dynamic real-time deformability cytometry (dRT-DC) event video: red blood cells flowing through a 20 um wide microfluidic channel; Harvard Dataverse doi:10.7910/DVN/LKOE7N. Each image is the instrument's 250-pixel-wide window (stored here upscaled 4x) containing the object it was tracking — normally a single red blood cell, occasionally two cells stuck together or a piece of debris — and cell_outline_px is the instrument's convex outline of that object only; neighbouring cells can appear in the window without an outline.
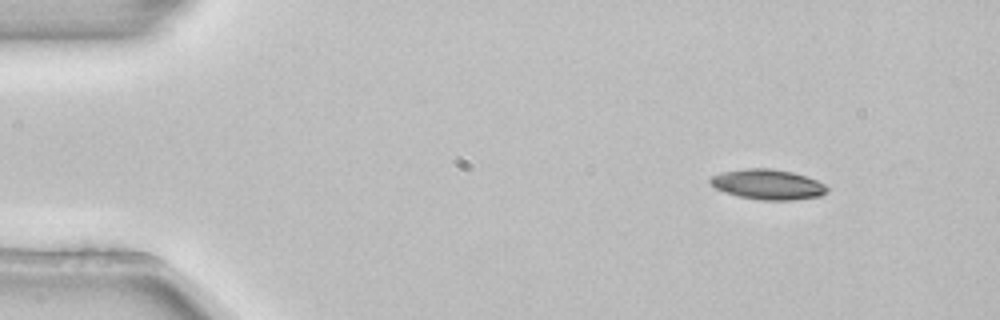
{"species": "common noctule bat (a hibernating species)", "species_latin": "Nyctalus noctula", "temperature_condition": "room temperature", "stored_images_in_passage": 3, "camera_frame_rate_fps": 3000, "um_per_image_px": 0.085, "animal": {"sex": "female", "body_mass_g": 22.7, "forearm_length_mm": 54.2}, "frame": {"image": 1, "passage_image": 1, "time_ms": 0.0, "image_size_px": [1000, 320], "cell_outline_px": [[828, 192], [820, 196], [792, 200], [760, 200], [740, 196], [724, 192], [716, 188], [708, 180], [712, 176], [724, 172], [744, 168], [772, 168], [792, 172], [816, 180], [824, 184], [828, 188]], "centroid_in_image_um": [65.27, 15.67], "position_along_channel_um": 19.7, "area_um2": 20.4}}
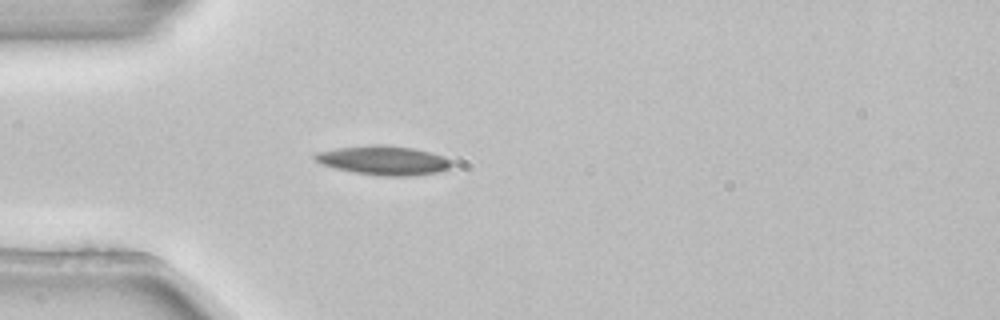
{"frame": {"image": 2, "passage_image": 3, "time_ms": 0.667, "image_size_px": [1000, 320], "cell_outline_px": [[452, 164], [448, 168], [440, 172], [412, 176], [380, 176], [356, 172], [336, 168], [320, 164], [312, 156], [316, 152], [336, 148], [372, 144], [380, 144], [412, 148], [444, 156]], "centroid_in_image_um": [32.57, 13.63], "position_along_channel_um": 52.4, "area_um2": 23.12}}